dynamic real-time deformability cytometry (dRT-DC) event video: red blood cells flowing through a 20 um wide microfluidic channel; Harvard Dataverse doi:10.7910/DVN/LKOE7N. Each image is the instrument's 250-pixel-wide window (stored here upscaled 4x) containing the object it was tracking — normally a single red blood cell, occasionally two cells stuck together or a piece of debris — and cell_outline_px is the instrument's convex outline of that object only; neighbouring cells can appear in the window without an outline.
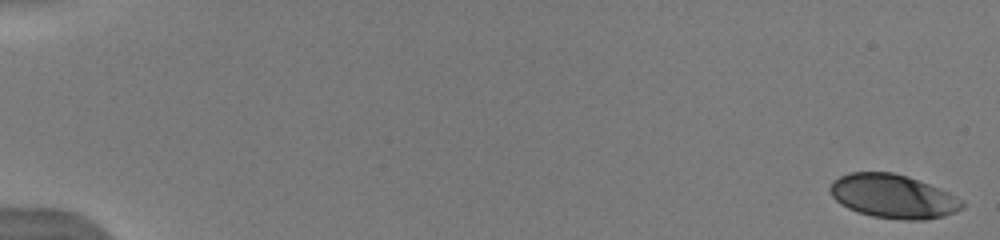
{"species": "human", "species_latin": "Homo sapiens", "temperature_condition": "warm", "stored_images_in_passage": 52, "camera_frame_rate_fps": 3000, "um_per_image_px": 0.085, "donor": {"sex": "male"}, "frame": {"image": 1, "passage_image": 1, "time_ms": 0.0, "image_size_px": [1000, 240], "cell_outline_px": [[964, 208], [956, 212], [944, 216], [924, 220], [904, 220], [872, 216], [856, 212], [840, 204], [832, 196], [828, 188], [832, 180], [848, 172], [892, 172], [908, 176], [948, 192], [964, 200]], "centroid_in_image_um": [75.9, 16.69], "position_along_channel_um": 9.1, "area_um2": 33.99}}
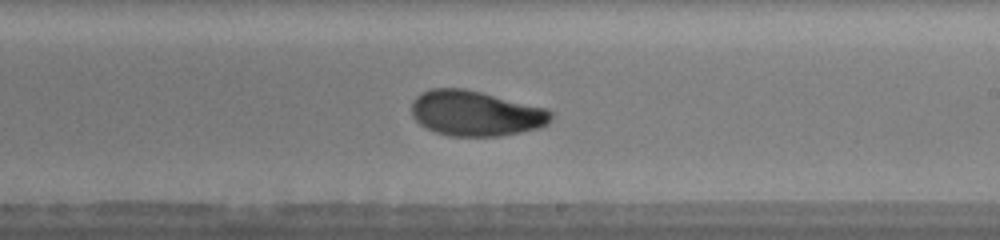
{"frame": {"image": 2, "passage_image": 33, "time_ms": 10.667, "image_size_px": [1000, 240], "cell_outline_px": [[552, 120], [548, 124], [540, 128], [500, 136], [448, 136], [436, 132], [420, 124], [412, 116], [412, 100], [420, 92], [432, 88], [464, 88], [548, 108], [552, 112]], "centroid_in_image_um": [40.45, 9.63], "position_along_channel_um": 248.6, "area_um2": 37.05}}
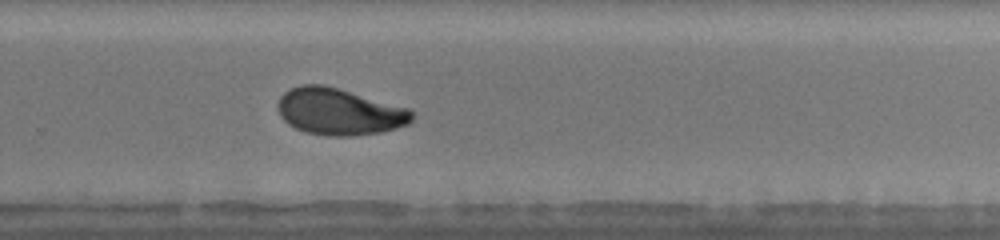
{"frame": {"image": 3, "passage_image": 37, "time_ms": 12.0, "image_size_px": [1000, 240], "cell_outline_px": [[412, 120], [408, 124], [396, 128], [380, 132], [348, 136], [328, 136], [308, 132], [296, 128], [288, 124], [280, 116], [276, 104], [280, 96], [284, 92], [300, 84], [324, 84], [408, 108], [412, 112]], "centroid_in_image_um": [28.79, 9.48], "position_along_channel_um": 301.0, "area_um2": 36.36}, "authors_computed_cell_mechanics": {"area_um2": 35.9516, "velocity_mm_per_s": 3.953, "shape_relaxation_time_tau1_ms": 4.4031, "shape_relaxation_time_tau2_ms": 1.329, "deformation_change_tau1": 0.1522, "deformation_change_tau2": 0.0608}}